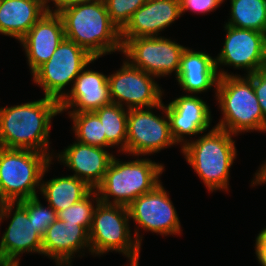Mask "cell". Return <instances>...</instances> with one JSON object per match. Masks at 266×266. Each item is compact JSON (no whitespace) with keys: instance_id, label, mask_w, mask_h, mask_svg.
<instances>
[{"instance_id":"obj_30","label":"cell","mask_w":266,"mask_h":266,"mask_svg":"<svg viewBox=\"0 0 266 266\" xmlns=\"http://www.w3.org/2000/svg\"><path fill=\"white\" fill-rule=\"evenodd\" d=\"M181 16L191 11L194 14H207L216 10L224 0H179Z\"/></svg>"},{"instance_id":"obj_13","label":"cell","mask_w":266,"mask_h":266,"mask_svg":"<svg viewBox=\"0 0 266 266\" xmlns=\"http://www.w3.org/2000/svg\"><path fill=\"white\" fill-rule=\"evenodd\" d=\"M120 67L108 75L112 103L133 109L158 106L163 102L164 90L155 81L157 77L132 66L126 59Z\"/></svg>"},{"instance_id":"obj_36","label":"cell","mask_w":266,"mask_h":266,"mask_svg":"<svg viewBox=\"0 0 266 266\" xmlns=\"http://www.w3.org/2000/svg\"><path fill=\"white\" fill-rule=\"evenodd\" d=\"M9 203V201L3 196L2 192L0 191V223H1V219L4 215V210L6 205ZM1 226V224H0Z\"/></svg>"},{"instance_id":"obj_8","label":"cell","mask_w":266,"mask_h":266,"mask_svg":"<svg viewBox=\"0 0 266 266\" xmlns=\"http://www.w3.org/2000/svg\"><path fill=\"white\" fill-rule=\"evenodd\" d=\"M96 60L74 41L64 38L51 58L32 74V81L44 91L43 96L60 102L67 94L65 87L73 86L81 71Z\"/></svg>"},{"instance_id":"obj_26","label":"cell","mask_w":266,"mask_h":266,"mask_svg":"<svg viewBox=\"0 0 266 266\" xmlns=\"http://www.w3.org/2000/svg\"><path fill=\"white\" fill-rule=\"evenodd\" d=\"M73 123L72 131L76 141L106 148V136L98 115L93 112L68 113Z\"/></svg>"},{"instance_id":"obj_18","label":"cell","mask_w":266,"mask_h":266,"mask_svg":"<svg viewBox=\"0 0 266 266\" xmlns=\"http://www.w3.org/2000/svg\"><path fill=\"white\" fill-rule=\"evenodd\" d=\"M86 68L59 102L61 114L68 110V113L93 112L112 103L108 75Z\"/></svg>"},{"instance_id":"obj_22","label":"cell","mask_w":266,"mask_h":266,"mask_svg":"<svg viewBox=\"0 0 266 266\" xmlns=\"http://www.w3.org/2000/svg\"><path fill=\"white\" fill-rule=\"evenodd\" d=\"M49 8L44 0H0V34L19 42Z\"/></svg>"},{"instance_id":"obj_16","label":"cell","mask_w":266,"mask_h":266,"mask_svg":"<svg viewBox=\"0 0 266 266\" xmlns=\"http://www.w3.org/2000/svg\"><path fill=\"white\" fill-rule=\"evenodd\" d=\"M51 8L54 7H50L19 41L25 51L31 75L51 58L65 38L63 20Z\"/></svg>"},{"instance_id":"obj_32","label":"cell","mask_w":266,"mask_h":266,"mask_svg":"<svg viewBox=\"0 0 266 266\" xmlns=\"http://www.w3.org/2000/svg\"><path fill=\"white\" fill-rule=\"evenodd\" d=\"M254 177L251 180V187H255V185H264L266 184V160L262 165H260L259 169L254 173Z\"/></svg>"},{"instance_id":"obj_23","label":"cell","mask_w":266,"mask_h":266,"mask_svg":"<svg viewBox=\"0 0 266 266\" xmlns=\"http://www.w3.org/2000/svg\"><path fill=\"white\" fill-rule=\"evenodd\" d=\"M51 161L45 168L40 185V195L56 212L70 207L85 198L93 189L83 180L67 175L44 181V176L51 167Z\"/></svg>"},{"instance_id":"obj_21","label":"cell","mask_w":266,"mask_h":266,"mask_svg":"<svg viewBox=\"0 0 266 266\" xmlns=\"http://www.w3.org/2000/svg\"><path fill=\"white\" fill-rule=\"evenodd\" d=\"M175 78L183 92H188L189 95L204 93L215 87L216 96L219 75L215 58L206 52L194 51L186 47Z\"/></svg>"},{"instance_id":"obj_4","label":"cell","mask_w":266,"mask_h":266,"mask_svg":"<svg viewBox=\"0 0 266 266\" xmlns=\"http://www.w3.org/2000/svg\"><path fill=\"white\" fill-rule=\"evenodd\" d=\"M214 97L222 113L216 127L236 136L242 132H266V119L247 75L231 73L219 77Z\"/></svg>"},{"instance_id":"obj_25","label":"cell","mask_w":266,"mask_h":266,"mask_svg":"<svg viewBox=\"0 0 266 266\" xmlns=\"http://www.w3.org/2000/svg\"><path fill=\"white\" fill-rule=\"evenodd\" d=\"M230 5L226 25L266 34V0H230Z\"/></svg>"},{"instance_id":"obj_12","label":"cell","mask_w":266,"mask_h":266,"mask_svg":"<svg viewBox=\"0 0 266 266\" xmlns=\"http://www.w3.org/2000/svg\"><path fill=\"white\" fill-rule=\"evenodd\" d=\"M226 31L224 45L215 56L219 77L230 75L222 66L244 69L245 75L266 67V34L252 29L223 25Z\"/></svg>"},{"instance_id":"obj_29","label":"cell","mask_w":266,"mask_h":266,"mask_svg":"<svg viewBox=\"0 0 266 266\" xmlns=\"http://www.w3.org/2000/svg\"><path fill=\"white\" fill-rule=\"evenodd\" d=\"M111 21L121 31L134 12L148 0H103Z\"/></svg>"},{"instance_id":"obj_3","label":"cell","mask_w":266,"mask_h":266,"mask_svg":"<svg viewBox=\"0 0 266 266\" xmlns=\"http://www.w3.org/2000/svg\"><path fill=\"white\" fill-rule=\"evenodd\" d=\"M233 136L236 135L213 126L181 149L184 158L209 192L229 190L230 170L238 152Z\"/></svg>"},{"instance_id":"obj_37","label":"cell","mask_w":266,"mask_h":266,"mask_svg":"<svg viewBox=\"0 0 266 266\" xmlns=\"http://www.w3.org/2000/svg\"><path fill=\"white\" fill-rule=\"evenodd\" d=\"M0 266H20V264H0Z\"/></svg>"},{"instance_id":"obj_10","label":"cell","mask_w":266,"mask_h":266,"mask_svg":"<svg viewBox=\"0 0 266 266\" xmlns=\"http://www.w3.org/2000/svg\"><path fill=\"white\" fill-rule=\"evenodd\" d=\"M185 46L164 36L136 37L122 44V54L132 66L157 78L179 71Z\"/></svg>"},{"instance_id":"obj_17","label":"cell","mask_w":266,"mask_h":266,"mask_svg":"<svg viewBox=\"0 0 266 266\" xmlns=\"http://www.w3.org/2000/svg\"><path fill=\"white\" fill-rule=\"evenodd\" d=\"M85 249L91 254L89 232L76 223L56 219L42 237V255L56 266H71L72 258L85 255Z\"/></svg>"},{"instance_id":"obj_34","label":"cell","mask_w":266,"mask_h":266,"mask_svg":"<svg viewBox=\"0 0 266 266\" xmlns=\"http://www.w3.org/2000/svg\"><path fill=\"white\" fill-rule=\"evenodd\" d=\"M257 261L261 266H266V247H254Z\"/></svg>"},{"instance_id":"obj_15","label":"cell","mask_w":266,"mask_h":266,"mask_svg":"<svg viewBox=\"0 0 266 266\" xmlns=\"http://www.w3.org/2000/svg\"><path fill=\"white\" fill-rule=\"evenodd\" d=\"M170 131L181 149L190 141V136L203 134L212 123L210 106L197 95L182 94L165 105ZM187 136L190 137L187 139Z\"/></svg>"},{"instance_id":"obj_31","label":"cell","mask_w":266,"mask_h":266,"mask_svg":"<svg viewBox=\"0 0 266 266\" xmlns=\"http://www.w3.org/2000/svg\"><path fill=\"white\" fill-rule=\"evenodd\" d=\"M253 85L262 113L266 119V67L247 75Z\"/></svg>"},{"instance_id":"obj_14","label":"cell","mask_w":266,"mask_h":266,"mask_svg":"<svg viewBox=\"0 0 266 266\" xmlns=\"http://www.w3.org/2000/svg\"><path fill=\"white\" fill-rule=\"evenodd\" d=\"M9 217L10 223L0 240V264H20L23 253L42 255V236L27 211L18 202H9L1 222Z\"/></svg>"},{"instance_id":"obj_11","label":"cell","mask_w":266,"mask_h":266,"mask_svg":"<svg viewBox=\"0 0 266 266\" xmlns=\"http://www.w3.org/2000/svg\"><path fill=\"white\" fill-rule=\"evenodd\" d=\"M127 207L130 220L138 224L133 232L140 245L143 238L140 228L162 236L180 235L183 231L177 211L162 182Z\"/></svg>"},{"instance_id":"obj_35","label":"cell","mask_w":266,"mask_h":266,"mask_svg":"<svg viewBox=\"0 0 266 266\" xmlns=\"http://www.w3.org/2000/svg\"><path fill=\"white\" fill-rule=\"evenodd\" d=\"M255 247H266V227L256 236Z\"/></svg>"},{"instance_id":"obj_20","label":"cell","mask_w":266,"mask_h":266,"mask_svg":"<svg viewBox=\"0 0 266 266\" xmlns=\"http://www.w3.org/2000/svg\"><path fill=\"white\" fill-rule=\"evenodd\" d=\"M181 17L179 0H148L121 30L122 44L131 38L155 37Z\"/></svg>"},{"instance_id":"obj_27","label":"cell","mask_w":266,"mask_h":266,"mask_svg":"<svg viewBox=\"0 0 266 266\" xmlns=\"http://www.w3.org/2000/svg\"><path fill=\"white\" fill-rule=\"evenodd\" d=\"M100 202L98 194L93 189L85 198L72 204L70 207L57 212V219L76 223L83 226L88 232L96 205ZM95 203V204H94ZM95 205V206H94Z\"/></svg>"},{"instance_id":"obj_7","label":"cell","mask_w":266,"mask_h":266,"mask_svg":"<svg viewBox=\"0 0 266 266\" xmlns=\"http://www.w3.org/2000/svg\"><path fill=\"white\" fill-rule=\"evenodd\" d=\"M51 161L43 152L0 147V191L3 196L9 202L37 197L42 174Z\"/></svg>"},{"instance_id":"obj_28","label":"cell","mask_w":266,"mask_h":266,"mask_svg":"<svg viewBox=\"0 0 266 266\" xmlns=\"http://www.w3.org/2000/svg\"><path fill=\"white\" fill-rule=\"evenodd\" d=\"M39 197L18 201L27 211L30 222H33L38 233L43 237L49 226L57 219V212L48 205L43 206Z\"/></svg>"},{"instance_id":"obj_33","label":"cell","mask_w":266,"mask_h":266,"mask_svg":"<svg viewBox=\"0 0 266 266\" xmlns=\"http://www.w3.org/2000/svg\"><path fill=\"white\" fill-rule=\"evenodd\" d=\"M98 1H103V0H51L54 4V11H57L61 7H66L68 5H73V4H78V3H94Z\"/></svg>"},{"instance_id":"obj_2","label":"cell","mask_w":266,"mask_h":266,"mask_svg":"<svg viewBox=\"0 0 266 266\" xmlns=\"http://www.w3.org/2000/svg\"><path fill=\"white\" fill-rule=\"evenodd\" d=\"M57 12L63 20L65 38L94 58L122 52L121 31L111 21L104 1L68 5Z\"/></svg>"},{"instance_id":"obj_9","label":"cell","mask_w":266,"mask_h":266,"mask_svg":"<svg viewBox=\"0 0 266 266\" xmlns=\"http://www.w3.org/2000/svg\"><path fill=\"white\" fill-rule=\"evenodd\" d=\"M153 109L162 111L155 115ZM176 145L170 131L165 104L149 108L129 109L127 117L126 153L130 156H149Z\"/></svg>"},{"instance_id":"obj_19","label":"cell","mask_w":266,"mask_h":266,"mask_svg":"<svg viewBox=\"0 0 266 266\" xmlns=\"http://www.w3.org/2000/svg\"><path fill=\"white\" fill-rule=\"evenodd\" d=\"M56 155V156H55ZM54 160L63 163L77 177L95 189L104 178V175L114 155L107 148L91 146L74 141L61 152L55 153ZM56 158V159H55Z\"/></svg>"},{"instance_id":"obj_5","label":"cell","mask_w":266,"mask_h":266,"mask_svg":"<svg viewBox=\"0 0 266 266\" xmlns=\"http://www.w3.org/2000/svg\"><path fill=\"white\" fill-rule=\"evenodd\" d=\"M136 157L127 162L112 158L103 181L95 188L101 203L128 206L161 183L164 165L147 157Z\"/></svg>"},{"instance_id":"obj_38","label":"cell","mask_w":266,"mask_h":266,"mask_svg":"<svg viewBox=\"0 0 266 266\" xmlns=\"http://www.w3.org/2000/svg\"><path fill=\"white\" fill-rule=\"evenodd\" d=\"M44 1H46L48 4H50V1H51V0H44Z\"/></svg>"},{"instance_id":"obj_24","label":"cell","mask_w":266,"mask_h":266,"mask_svg":"<svg viewBox=\"0 0 266 266\" xmlns=\"http://www.w3.org/2000/svg\"><path fill=\"white\" fill-rule=\"evenodd\" d=\"M129 109L118 104H108L94 111L106 136V148L118 147L119 153H126L127 117Z\"/></svg>"},{"instance_id":"obj_1","label":"cell","mask_w":266,"mask_h":266,"mask_svg":"<svg viewBox=\"0 0 266 266\" xmlns=\"http://www.w3.org/2000/svg\"><path fill=\"white\" fill-rule=\"evenodd\" d=\"M59 114V101L45 96L0 107V147L43 152L53 160L55 152L49 147L50 126L52 118Z\"/></svg>"},{"instance_id":"obj_6","label":"cell","mask_w":266,"mask_h":266,"mask_svg":"<svg viewBox=\"0 0 266 266\" xmlns=\"http://www.w3.org/2000/svg\"><path fill=\"white\" fill-rule=\"evenodd\" d=\"M127 206L99 202L89 229L91 255L122 253L129 265L139 266L141 246L130 229Z\"/></svg>"}]
</instances>
